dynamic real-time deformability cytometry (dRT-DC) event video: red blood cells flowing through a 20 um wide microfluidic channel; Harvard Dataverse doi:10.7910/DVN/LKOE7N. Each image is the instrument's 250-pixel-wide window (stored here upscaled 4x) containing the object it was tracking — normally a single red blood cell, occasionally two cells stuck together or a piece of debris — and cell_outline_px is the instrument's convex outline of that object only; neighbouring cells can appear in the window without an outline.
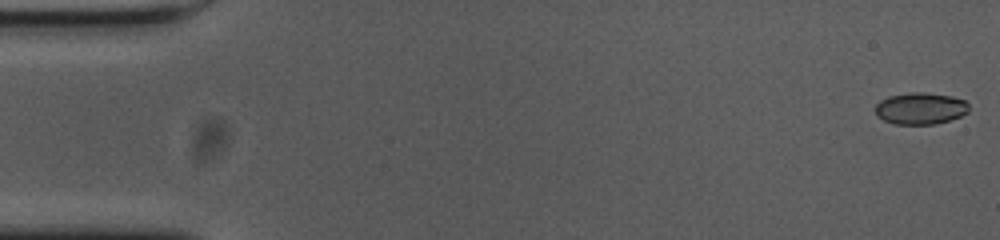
{"species": "common noctule bat (a hibernating species)", "species_latin": "Nyctalus noctula", "temperature_condition": "cold", "stored_images_in_passage": 56, "camera_frame_rate_fps": 3000, "um_per_image_px": 0.085, "animal": {"sex": "female", "body_mass_g": 23.0, "forearm_length_mm": 53.4}, "frame": {"image": 1, "passage_image": 1, "time_ms": 0.0, "image_size_px": [1000, 240], "cell_outline_px": [[968, 112], [960, 116], [936, 124], [892, 124], [876, 116], [876, 104], [880, 100], [888, 96], [912, 92], [924, 92], [952, 96], [964, 100], [968, 104]], "centroid_in_image_um": [78.22, 9.21], "position_along_channel_um": 6.8, "area_um2": 17.34}}
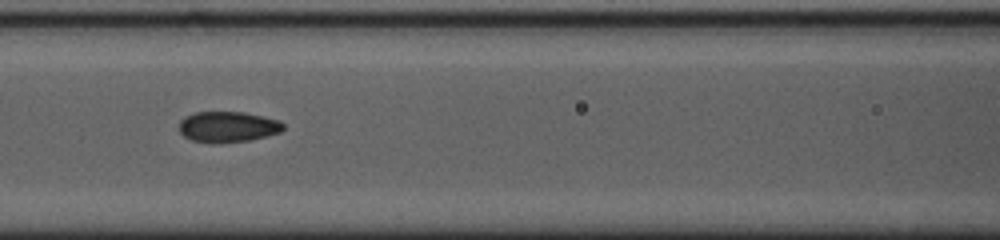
{"frame": {"image": 2, "passage_image": 24, "time_ms": 7.667, "image_size_px": [1000, 240], "cell_outline_px": [[284, 128], [280, 132], [248, 140], [212, 144], [192, 140], [184, 136], [180, 132], [180, 120], [184, 116], [196, 112], [244, 112], [264, 116], [280, 120], [284, 124]], "centroid_in_image_um": [19.35, 10.77], "position_along_channel_um": 147.2, "area_um2": 18.73}}
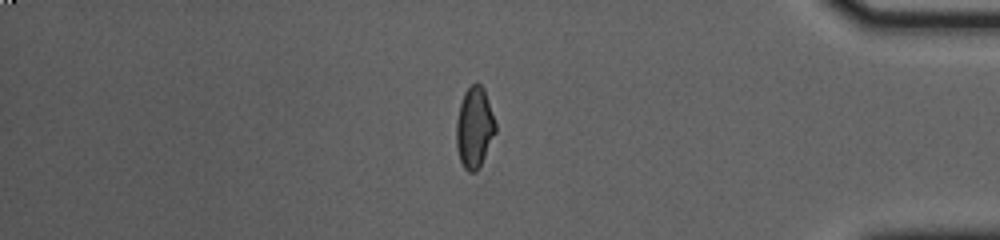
{"frame": {"image": 3, "passage_image": 47, "time_ms": 15.333, "image_size_px": [1000, 240], "cell_outline_px": [[496, 132], [476, 172], [468, 172], [464, 168], [460, 160], [456, 148], [456, 120], [460, 104], [464, 92], [472, 84], [480, 84], [484, 88], [496, 124]], "centroid_in_image_um": [40.31, 10.84], "position_along_channel_um": 394.9, "area_um2": 18.32}, "authors_computed_cell_mechanics": {"area_um2": 18.3226, "velocity_mm_per_s": 3.6694, "shape_relaxation_time_tau1_ms": 7.6995, "shape_relaxation_time_tau2_ms": 1.3752, "deformation_change_tau1": 0.1742, "deformation_change_tau2": 0.0608}}